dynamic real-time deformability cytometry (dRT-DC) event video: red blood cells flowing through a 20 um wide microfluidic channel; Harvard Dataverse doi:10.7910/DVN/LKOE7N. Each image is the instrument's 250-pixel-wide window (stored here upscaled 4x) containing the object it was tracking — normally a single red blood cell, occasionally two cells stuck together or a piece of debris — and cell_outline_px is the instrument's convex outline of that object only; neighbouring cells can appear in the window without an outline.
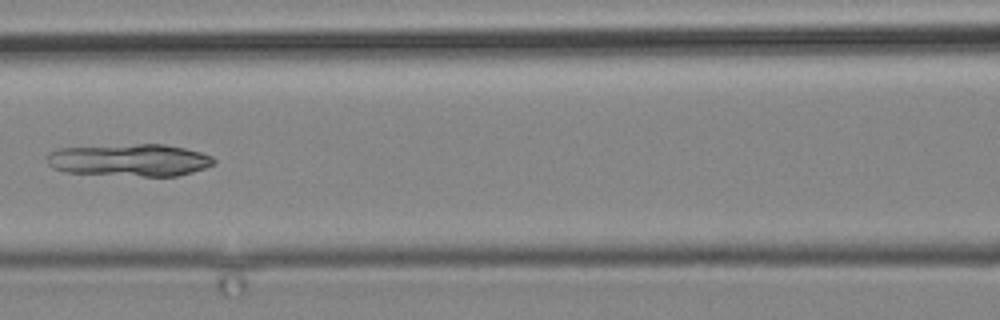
{"species": "common noctule bat (a hibernating species)", "species_latin": "Nyctalus noctula", "temperature_condition": "cold", "stored_images_in_passage": 8, "camera_frame_rate_fps": 3000, "um_per_image_px": 0.085, "animal": {"sex": "male", "body_mass_g": 19.2, "forearm_length_mm": 51.8}, "frame": {"image": 1, "passage_image": 6, "time_ms": 6.333, "image_size_px": [1000, 320], "cell_outline_px": [[216, 164], [192, 172], [176, 176], [140, 176], [64, 172], [52, 168], [48, 164], [44, 156], [48, 152], [56, 148], [136, 144], [164, 144], [184, 148], [200, 152], [212, 156], [216, 160]], "centroid_in_image_um": [10.98, 13.6], "position_along_channel_um": 155.6, "area_um2": 31.73}}
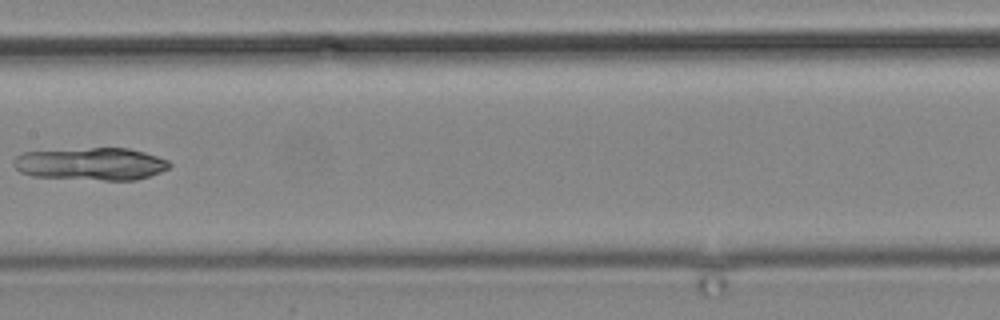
{"frame": {"image": 2, "passage_image": 7, "time_ms": 7.667, "image_size_px": [1000, 320], "cell_outline_px": [[172, 164], [168, 168], [160, 172], [136, 180], [104, 180], [32, 176], [20, 172], [12, 164], [12, 160], [16, 156], [24, 152], [92, 148], [128, 148], [144, 152], [168, 160]], "centroid_in_image_um": [7.73, 13.93], "position_along_channel_um": 199.7, "area_um2": 29.42}}
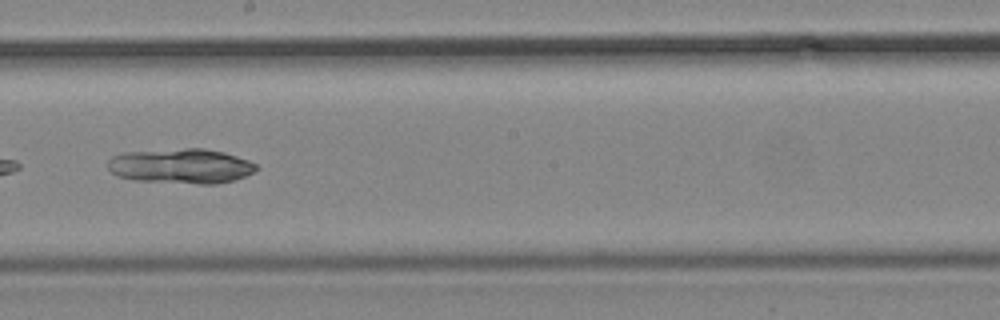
{"frame": {"image": 3, "passage_image": 8, "time_ms": 8.667, "image_size_px": [1000, 320], "cell_outline_px": [[256, 168], [252, 172], [244, 176], [232, 180], [216, 184], [200, 184], [136, 180], [116, 176], [108, 168], [108, 160], [112, 156], [128, 152], [184, 148], [204, 148], [224, 152], [248, 160], [256, 164]], "centroid_in_image_um": [15.36, 14.11], "position_along_channel_um": 232.8, "area_um2": 30.0}}